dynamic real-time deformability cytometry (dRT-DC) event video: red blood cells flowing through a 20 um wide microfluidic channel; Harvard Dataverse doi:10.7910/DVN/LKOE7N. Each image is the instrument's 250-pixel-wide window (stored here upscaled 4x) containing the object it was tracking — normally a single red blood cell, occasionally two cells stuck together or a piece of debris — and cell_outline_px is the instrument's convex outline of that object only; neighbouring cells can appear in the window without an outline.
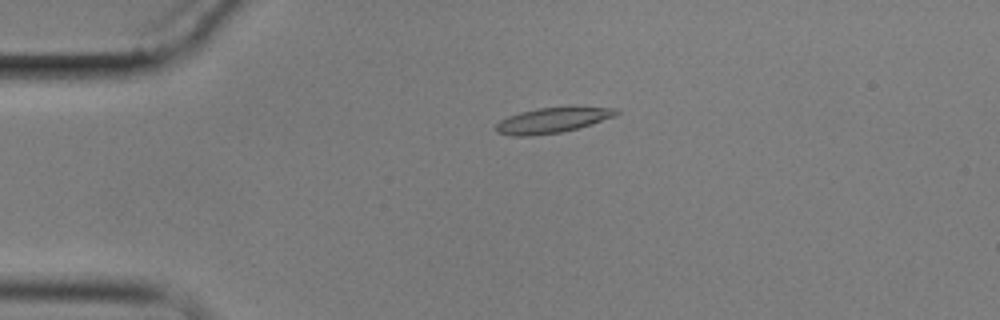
{"species": "common noctule bat (a hibernating species)", "species_latin": "Nyctalus noctula", "temperature_condition": "cold", "stored_images_in_passage": 5, "camera_frame_rate_fps": 3000, "um_per_image_px": 0.085, "animal": {"sex": "male", "body_mass_g": 17.9}, "frame": {"image": 1, "passage_image": 4, "time_ms": 3.333, "image_size_px": [1000, 320], "cell_outline_px": [[620, 112], [616, 116], [592, 124], [560, 132], [528, 136], [512, 136], [496, 132], [496, 124], [500, 120], [508, 116], [520, 112], [536, 108], [616, 108]], "centroid_in_image_um": [46.91, 10.24], "position_along_channel_um": 38.1, "area_um2": 17.34}}